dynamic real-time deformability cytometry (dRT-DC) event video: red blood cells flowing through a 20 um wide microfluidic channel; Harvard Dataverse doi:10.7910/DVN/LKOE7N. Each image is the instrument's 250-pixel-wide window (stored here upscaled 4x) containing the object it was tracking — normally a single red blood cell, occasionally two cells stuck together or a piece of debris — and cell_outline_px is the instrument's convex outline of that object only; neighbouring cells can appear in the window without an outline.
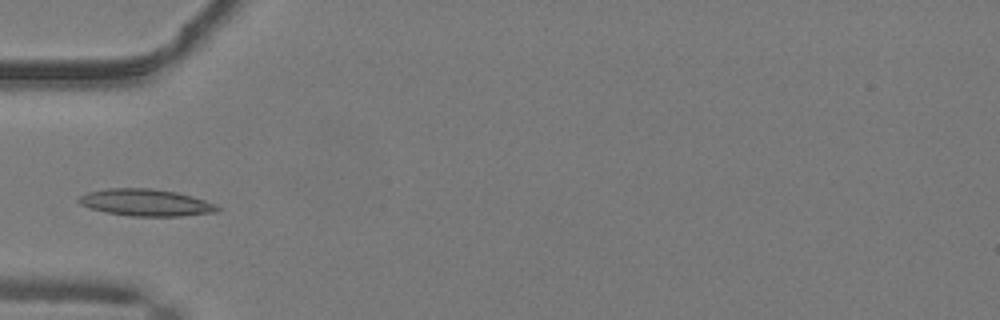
{"species": "common noctule bat (a hibernating species)", "species_latin": "Nyctalus noctula", "temperature_condition": "warm", "stored_images_in_passage": 34, "camera_frame_rate_fps": 3000, "um_per_image_px": 0.085, "animal": {"sex": "male", "body_mass_g": 19.2, "forearm_length_mm": 51.8}, "frame": {"image": 1, "passage_image": 1, "time_ms": 0.0, "image_size_px": [1000, 320], "cell_outline_px": [[220, 208], [216, 212], [180, 216], [132, 216], [104, 212], [88, 208], [80, 204], [76, 200], [80, 196], [88, 192], [108, 188], [148, 188], [176, 192], [192, 196], [216, 204]], "centroid_in_image_um": [12.36, 17.22], "position_along_channel_um": 72.6, "area_um2": 21.73}}
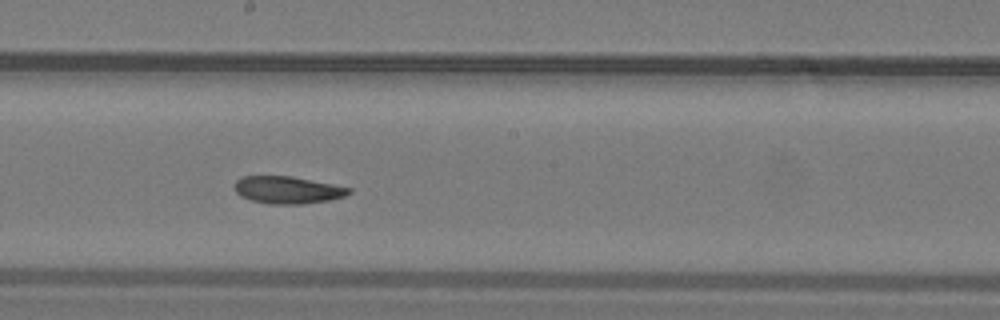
{"frame": {"image": 2, "passage_image": 12, "time_ms": 3.667, "image_size_px": [1000, 320], "cell_outline_px": [[352, 192], [344, 196], [328, 200], [304, 204], [272, 204], [252, 200], [240, 196], [236, 192], [232, 184], [240, 176], [292, 176], [352, 188]], "centroid_in_image_um": [24.41, 16.14], "position_along_channel_um": 223.8, "area_um2": 18.26}}
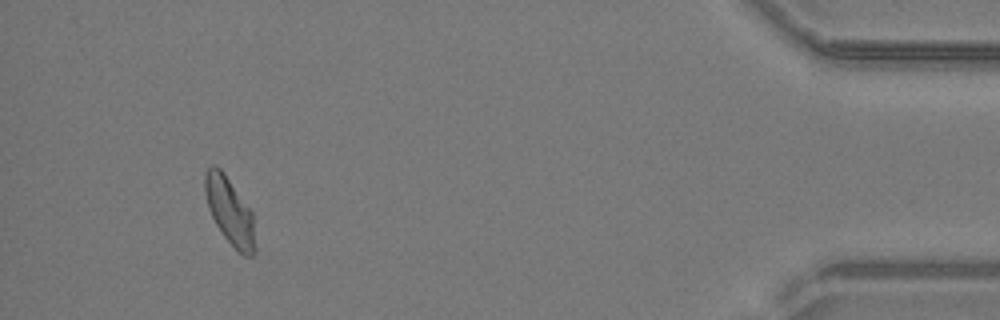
{"frame": {"image": 3, "passage_image": 31, "time_ms": 10.0, "image_size_px": [1000, 320], "cell_outline_px": [[256, 252], [252, 256], [244, 256], [224, 236], [216, 224], [208, 208], [204, 192], [204, 176], [208, 168], [212, 164], [216, 164], [224, 172], [252, 212], [256, 248]], "centroid_in_image_um": [19.52, 17.92], "position_along_channel_um": 415.7, "area_um2": 19.54}, "authors_computed_cell_mechanics": {"area_um2": 19.0451, "velocity_mm_per_s": 4.1008, "shape_relaxation_time_tau1_ms": 6.1244, "shape_relaxation_time_tau2_ms": 4.1882, "deformation_change_tau1": 0.1481, "deformation_change_tau2": 0.0908}}